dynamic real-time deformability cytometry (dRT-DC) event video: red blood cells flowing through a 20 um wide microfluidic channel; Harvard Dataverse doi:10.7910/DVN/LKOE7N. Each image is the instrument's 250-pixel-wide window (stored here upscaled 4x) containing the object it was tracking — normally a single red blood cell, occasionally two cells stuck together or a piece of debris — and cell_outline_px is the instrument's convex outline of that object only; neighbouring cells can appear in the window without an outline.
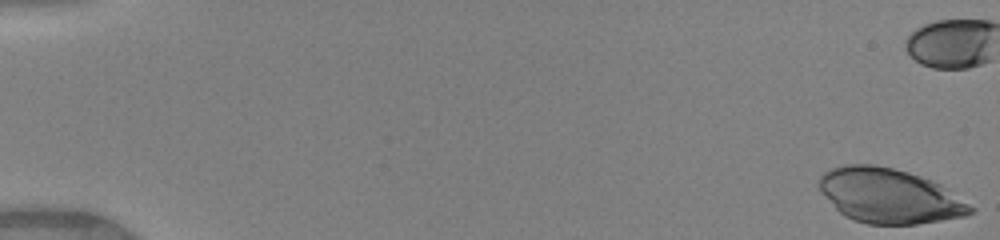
{"species": "human", "species_latin": "Homo sapiens", "temperature_condition": "warm", "stored_images_in_passage": 10, "camera_frame_rate_fps": 3000, "um_per_image_px": 0.085, "donor": {"sex": "female"}, "frame": {"image": 1, "passage_image": 1, "time_ms": 0.0, "image_size_px": [1000, 240], "cell_outline_px": [[976, 208], [972, 212], [964, 216], [916, 224], [868, 224], [852, 220], [844, 216], [820, 192], [820, 176], [824, 172], [832, 168], [844, 164], [876, 164], [908, 172], [920, 176], [940, 184]], "centroid_in_image_um": [75.57, 16.64], "position_along_channel_um": 9.4, "area_um2": 47.97}}